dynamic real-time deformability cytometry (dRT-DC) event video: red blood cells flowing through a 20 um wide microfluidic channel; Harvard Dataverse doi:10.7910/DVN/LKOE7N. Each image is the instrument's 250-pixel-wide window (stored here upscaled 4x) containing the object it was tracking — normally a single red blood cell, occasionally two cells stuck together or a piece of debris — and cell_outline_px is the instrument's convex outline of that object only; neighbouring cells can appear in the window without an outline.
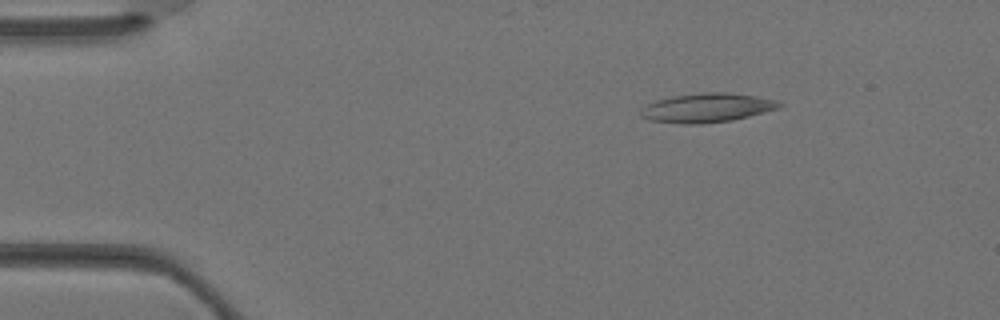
{"species": "Egyptian fruit bat (a non-hibernating species)", "species_latin": "Rousettus aegyptiacus", "temperature_condition": "warm", "stored_images_in_passage": 3, "camera_frame_rate_fps": 3000, "um_per_image_px": 0.085, "animal": {"sex": "female"}, "frame": {"image": 1, "passage_image": 2, "time_ms": 0.333, "image_size_px": [1000, 320], "cell_outline_px": [[784, 104], [780, 108], [732, 120], [700, 124], [684, 124], [648, 120], [640, 116], [640, 108], [656, 100], [672, 96], [700, 92], [728, 92], [780, 100]], "centroid_in_image_um": [60.09, 9.16], "position_along_channel_um": 24.9, "area_um2": 23.7}}